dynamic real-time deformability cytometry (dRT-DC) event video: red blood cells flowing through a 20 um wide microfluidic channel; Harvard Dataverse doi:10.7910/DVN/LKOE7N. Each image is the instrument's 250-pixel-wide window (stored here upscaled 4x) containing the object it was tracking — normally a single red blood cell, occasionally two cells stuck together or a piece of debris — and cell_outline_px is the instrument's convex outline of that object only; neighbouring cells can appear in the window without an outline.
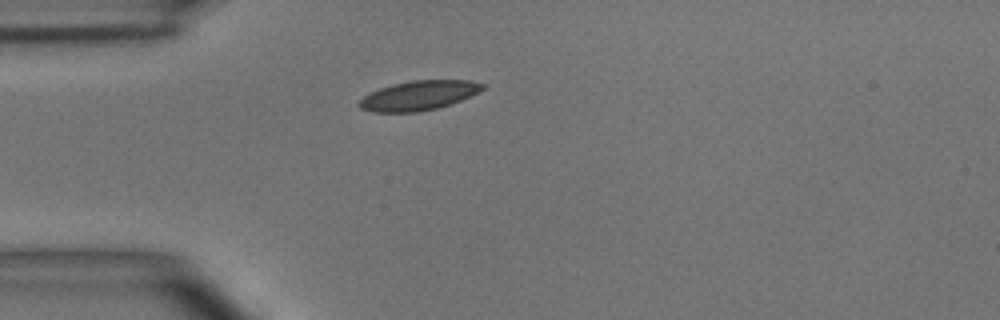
{"species": "common noctule bat (a hibernating species)", "species_latin": "Nyctalus noctula", "temperature_condition": "room temperature", "stored_images_in_passage": 2, "camera_frame_rate_fps": 3000, "um_per_image_px": 0.085, "animal": {"sex": "male", "body_mass_g": 15.6}, "frame": {"image": 1, "passage_image": 1, "time_ms": 0.0, "image_size_px": [1000, 320], "cell_outline_px": [[488, 84], [484, 88], [460, 100], [436, 108], [416, 112], [372, 112], [360, 108], [356, 104], [364, 96], [380, 88], [392, 84], [412, 80], [472, 80]], "centroid_in_image_um": [35.57, 8.11], "position_along_channel_um": 49.4, "area_um2": 21.04}}